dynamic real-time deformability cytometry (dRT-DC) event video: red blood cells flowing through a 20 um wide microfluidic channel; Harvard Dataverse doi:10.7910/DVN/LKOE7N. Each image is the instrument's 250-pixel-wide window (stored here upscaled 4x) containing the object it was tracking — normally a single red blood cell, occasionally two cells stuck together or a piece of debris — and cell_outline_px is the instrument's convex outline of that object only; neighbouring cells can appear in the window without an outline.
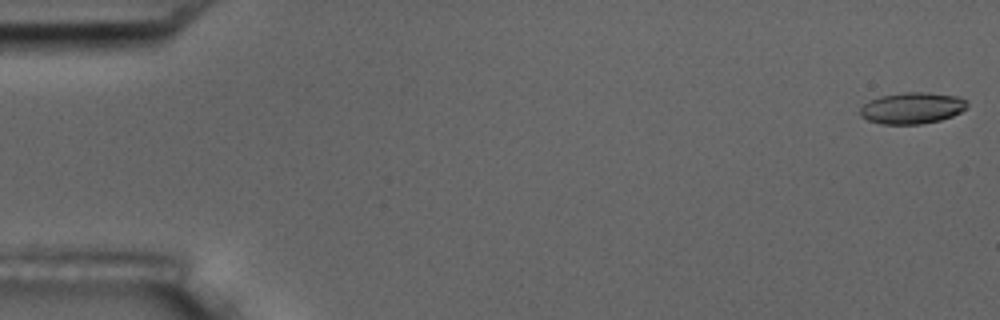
{"species": "common noctule bat (a hibernating species)", "species_latin": "Nyctalus noctula", "temperature_condition": "room temperature", "stored_images_in_passage": 6, "camera_frame_rate_fps": 3000, "um_per_image_px": 0.085, "animal": {"sex": "male", "body_mass_g": 17.5, "forearm_length_mm": 52.3}, "frame": {"image": 1, "passage_image": 1, "time_ms": 0.0, "image_size_px": [1000, 320], "cell_outline_px": [[968, 104], [960, 112], [952, 116], [940, 120], [920, 124], [880, 124], [868, 120], [860, 116], [860, 108], [868, 100], [880, 96], [904, 92], [928, 92], [956, 96], [968, 100]], "centroid_in_image_um": [77.51, 9.18], "position_along_channel_um": 7.5, "area_um2": 19.65}}
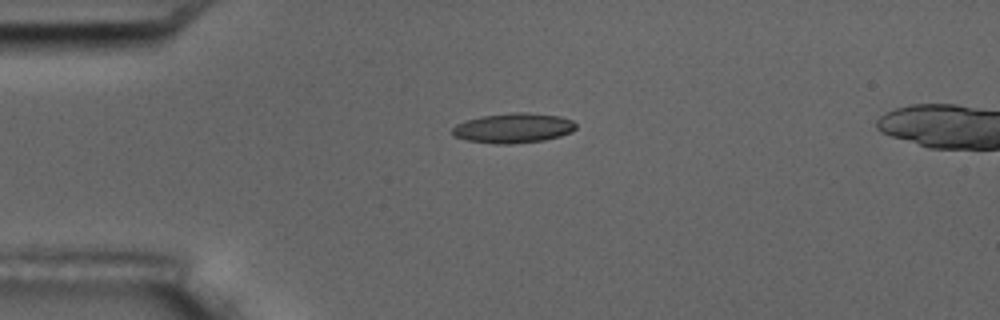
{"frame": {"image": 2, "passage_image": 4, "time_ms": 4.333, "image_size_px": [1000, 320], "cell_outline_px": [[576, 128], [572, 132], [560, 136], [544, 140], [512, 144], [496, 144], [468, 140], [452, 136], [452, 128], [456, 124], [480, 116], [512, 112], [528, 112], [560, 116], [572, 120], [576, 124]], "centroid_in_image_um": [43.64, 10.88], "position_along_channel_um": 41.4, "area_um2": 21.62}}